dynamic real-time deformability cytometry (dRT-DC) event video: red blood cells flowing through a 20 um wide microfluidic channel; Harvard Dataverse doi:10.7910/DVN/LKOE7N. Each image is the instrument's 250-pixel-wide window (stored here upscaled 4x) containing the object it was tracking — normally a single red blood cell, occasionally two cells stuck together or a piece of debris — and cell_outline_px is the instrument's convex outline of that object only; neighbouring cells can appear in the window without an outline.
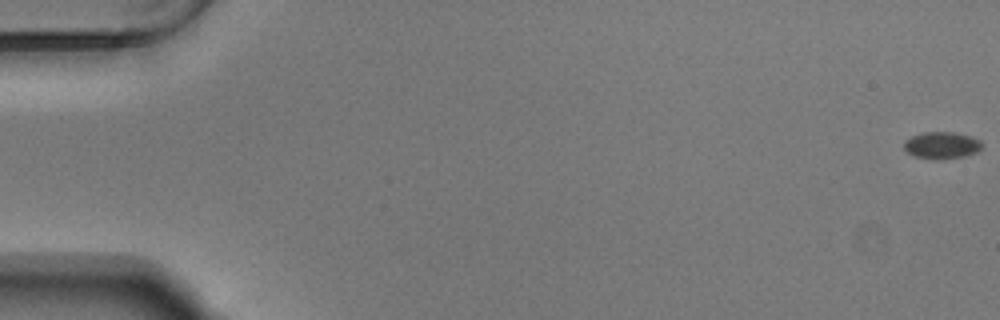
{"species": "Egyptian fruit bat (a non-hibernating species)", "species_latin": "Rousettus aegyptiacus", "temperature_condition": "warm", "stored_images_in_passage": 51, "camera_frame_rate_fps": 3000, "um_per_image_px": 0.085, "animal": {"sex": "male"}, "frame": {"image": 1, "passage_image": 1, "time_ms": 0.0, "image_size_px": [1000, 320], "cell_outline_px": [[984, 144], [976, 152], [964, 156], [940, 160], [912, 156], [904, 148], [904, 140], [912, 136], [924, 132], [956, 132], [972, 136], [980, 140]], "centroid_in_image_um": [80.05, 12.34], "position_along_channel_um": 4.9, "area_um2": 12.37}}
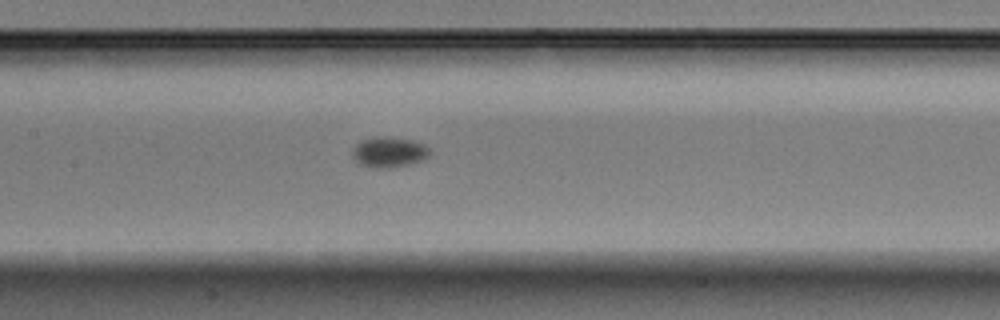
{"frame": {"image": 2, "passage_image": 28, "time_ms": 9.0, "image_size_px": [1000, 320], "cell_outline_px": [[428, 156], [424, 160], [408, 164], [388, 168], [372, 168], [360, 164], [352, 156], [352, 152], [356, 144], [364, 140], [376, 136], [380, 136], [408, 140], [424, 144], [428, 148]], "centroid_in_image_um": [33.04, 12.95], "position_along_channel_um": 174.4, "area_um2": 13.41}}
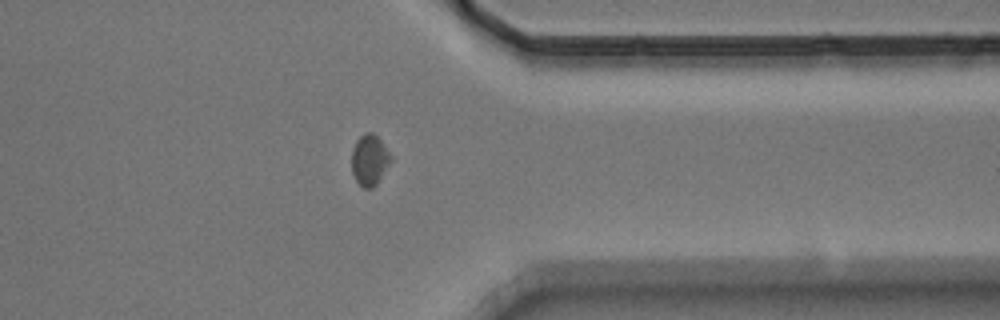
{"frame": {"image": 3, "passage_image": 45, "time_ms": 14.667, "image_size_px": [1000, 320], "cell_outline_px": [[392, 160], [376, 184], [372, 188], [364, 188], [356, 180], [352, 172], [352, 148], [356, 140], [364, 132], [372, 132], [380, 140], [392, 156]], "centroid_in_image_um": [31.4, 13.58], "position_along_channel_um": 380.0, "area_um2": 11.5}}